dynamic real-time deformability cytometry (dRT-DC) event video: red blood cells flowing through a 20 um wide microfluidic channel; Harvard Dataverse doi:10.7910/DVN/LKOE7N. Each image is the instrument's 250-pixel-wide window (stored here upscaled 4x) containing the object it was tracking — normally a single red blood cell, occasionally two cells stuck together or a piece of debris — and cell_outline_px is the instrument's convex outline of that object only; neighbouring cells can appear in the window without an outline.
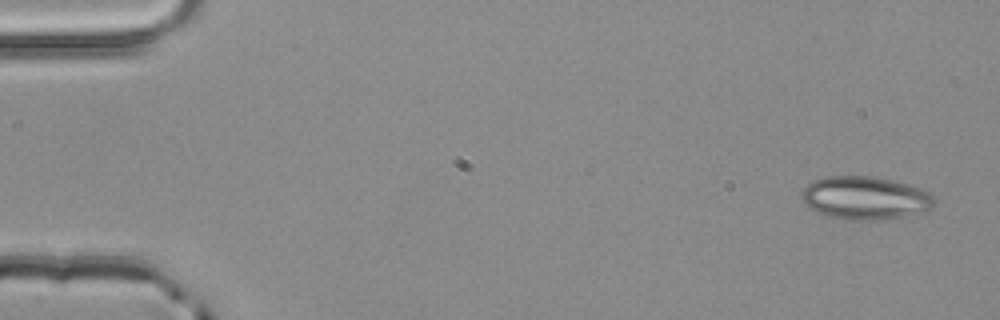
{"species": "common noctule bat (a hibernating species)", "species_latin": "Nyctalus noctula", "temperature_condition": "room temperature", "stored_images_in_passage": 4, "camera_frame_rate_fps": 3000, "um_per_image_px": 0.085, "animal": {"sex": "male", "body_mass_g": 20.4}, "frame": {"image": 1, "passage_image": 1, "time_ms": 0.0, "image_size_px": [1000, 320], "cell_outline_px": [[936, 204], [928, 212], [876, 220], [852, 220], [832, 216], [820, 212], [812, 208], [800, 196], [800, 192], [808, 184], [824, 176], [872, 176], [892, 180], [928, 192], [936, 196]], "centroid_in_image_um": [73.6, 16.82], "position_along_channel_um": 11.4, "area_um2": 33.0}}